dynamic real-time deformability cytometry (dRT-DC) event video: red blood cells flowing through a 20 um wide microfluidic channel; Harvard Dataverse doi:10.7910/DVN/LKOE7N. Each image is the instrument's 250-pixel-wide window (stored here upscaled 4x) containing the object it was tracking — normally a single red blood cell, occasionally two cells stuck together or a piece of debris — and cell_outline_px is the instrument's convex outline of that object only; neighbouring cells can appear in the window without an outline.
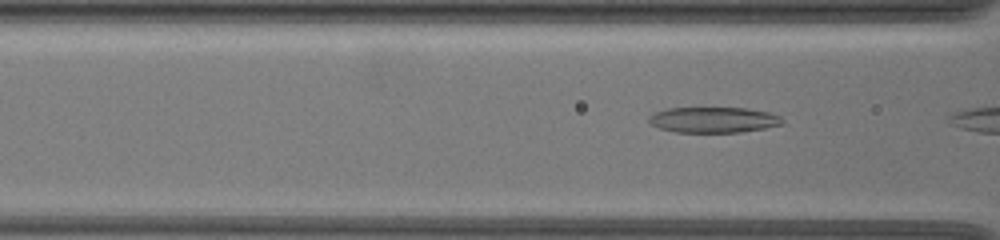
{"species": "common noctule bat (a hibernating species)", "species_latin": "Nyctalus noctula", "temperature_condition": "warm", "stored_images_in_passage": 4, "camera_frame_rate_fps": 3000, "um_per_image_px": 0.085, "animal": {"sex": "female", "body_mass_g": 19.5, "forearm_length_mm": 54.1}, "frame": {"image": 1, "passage_image": 3, "time_ms": 0.667, "image_size_px": [1000, 240], "cell_outline_px": [[784, 124], [764, 128], [740, 132], [676, 132], [660, 128], [652, 124], [648, 120], [648, 116], [656, 112], [668, 108], [748, 108], [768, 112], [780, 116], [784, 120]], "centroid_in_image_um": [60.67, 10.18], "position_along_channel_um": 105.9, "area_um2": 19.88}}